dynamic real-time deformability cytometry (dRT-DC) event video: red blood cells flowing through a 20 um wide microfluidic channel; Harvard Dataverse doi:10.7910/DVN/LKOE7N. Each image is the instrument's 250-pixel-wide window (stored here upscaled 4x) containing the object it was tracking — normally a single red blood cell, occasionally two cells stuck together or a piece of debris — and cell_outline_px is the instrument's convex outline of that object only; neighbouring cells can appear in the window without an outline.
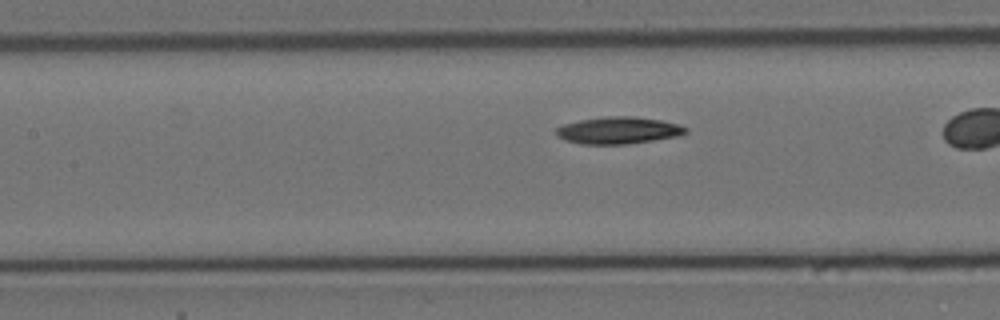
{"species": "Egyptian fruit bat (a non-hibernating species)", "species_latin": "Rousettus aegyptiacus", "temperature_condition": "cold", "stored_images_in_passage": 31, "camera_frame_rate_fps": 3000, "um_per_image_px": 0.085, "animal": {"sex": "female"}, "frame": {"image": 1, "passage_image": 21, "time_ms": 6.667, "image_size_px": [1000, 320], "cell_outline_px": [[688, 132], [680, 136], [624, 144], [580, 144], [568, 140], [560, 136], [556, 132], [556, 128], [564, 124], [580, 120], [604, 116], [632, 116], [660, 120], [680, 124], [688, 128]], "centroid_in_image_um": [52.62, 11.07], "position_along_channel_um": 154.8, "area_um2": 20.23}}
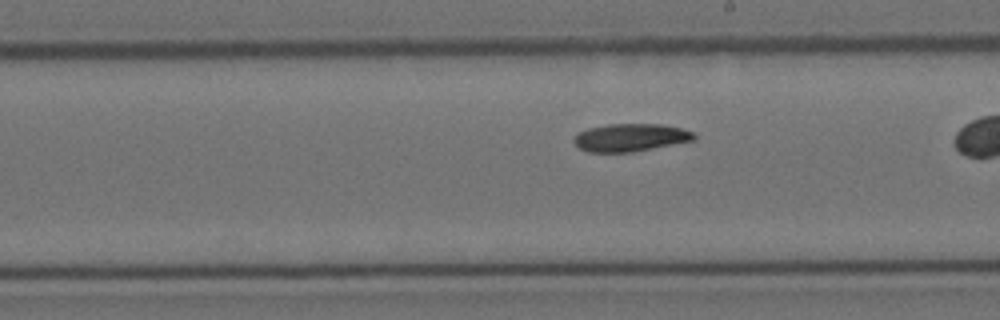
{"frame": {"image": 2, "passage_image": 28, "time_ms": 9.0, "image_size_px": [1000, 320], "cell_outline_px": [[696, 140], [632, 152], [588, 152], [580, 148], [572, 140], [580, 132], [588, 128], [608, 124], [660, 124], [680, 128], [692, 132], [696, 136]], "centroid_in_image_um": [53.6, 11.69], "position_along_channel_um": 235.4, "area_um2": 19.31}}